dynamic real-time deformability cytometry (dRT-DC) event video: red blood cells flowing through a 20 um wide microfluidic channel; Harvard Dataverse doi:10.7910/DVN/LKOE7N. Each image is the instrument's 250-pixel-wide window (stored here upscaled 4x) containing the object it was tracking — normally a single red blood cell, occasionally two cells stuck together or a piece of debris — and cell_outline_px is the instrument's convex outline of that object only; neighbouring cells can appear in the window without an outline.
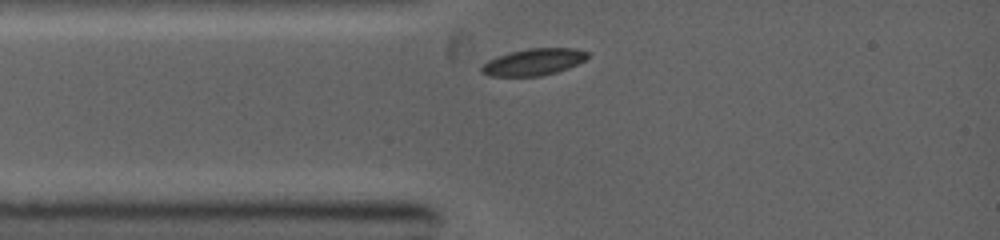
{"species": "common noctule bat (a hibernating species)", "species_latin": "Nyctalus noctula", "temperature_condition": "warm", "stored_images_in_passage": 1, "camera_frame_rate_fps": 5000, "um_per_image_px": 0.085, "animal": {"sex": "female", "body_mass_g": 19.0, "forearm_length_mm": 53.3}, "frame": {"image": 1, "passage_image": 1, "time_ms": 0.0, "image_size_px": [1000, 240], "cell_outline_px": [[588, 56], [584, 60], [568, 68], [556, 72], [540, 76], [488, 76], [480, 72], [480, 68], [488, 60], [496, 56], [528, 48], [576, 48], [588, 52]], "centroid_in_image_um": [45.33, 5.27], "position_along_channel_um": 39.7, "area_um2": 16.47}}